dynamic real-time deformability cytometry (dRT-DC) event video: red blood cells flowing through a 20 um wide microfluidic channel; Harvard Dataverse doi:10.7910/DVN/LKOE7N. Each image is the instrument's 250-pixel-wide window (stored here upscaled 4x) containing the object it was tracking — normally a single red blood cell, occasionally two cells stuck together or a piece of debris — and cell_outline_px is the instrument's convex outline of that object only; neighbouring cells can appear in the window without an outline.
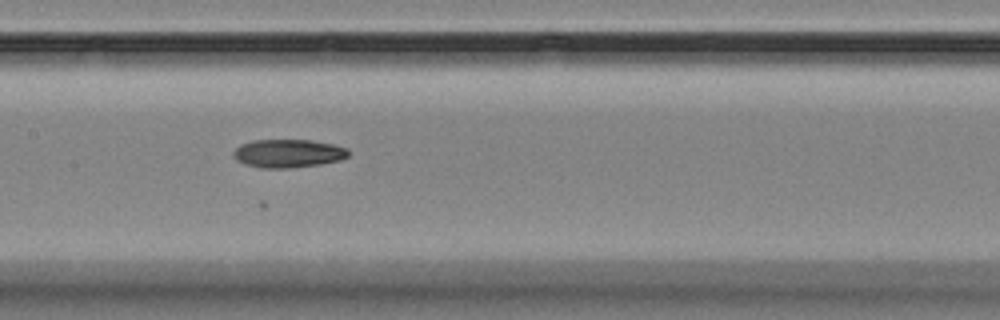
{"species": "Egyptian fruit bat (a non-hibernating species)", "species_latin": "Rousettus aegyptiacus", "temperature_condition": "room temperature", "stored_images_in_passage": 12, "camera_frame_rate_fps": 3000, "um_per_image_px": 0.085, "animal": {"sex": "female"}, "frame": {"image": 1, "passage_image": 4, "time_ms": 3.333, "image_size_px": [1000, 320], "cell_outline_px": [[348, 156], [340, 160], [320, 164], [288, 168], [260, 168], [244, 164], [236, 160], [232, 156], [232, 152], [240, 144], [252, 140], [312, 140], [332, 144], [348, 148]], "centroid_in_image_um": [24.45, 13.04], "position_along_channel_um": 183.0, "area_um2": 19.07}}
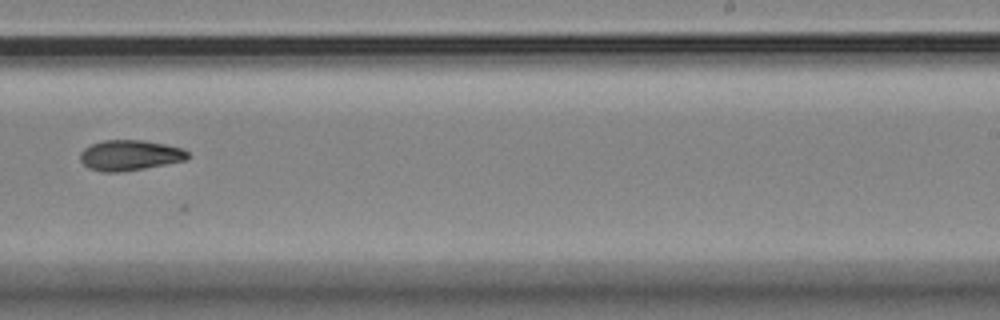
{"frame": {"image": 2, "passage_image": 6, "time_ms": 6.0, "image_size_px": [1000, 320], "cell_outline_px": [[188, 156], [184, 160], [144, 168], [120, 172], [100, 172], [88, 168], [80, 160], [80, 152], [84, 148], [92, 144], [104, 140], [144, 140], [184, 148], [188, 152]], "centroid_in_image_um": [11.0, 13.19], "position_along_channel_um": 278.0, "area_um2": 19.02}}
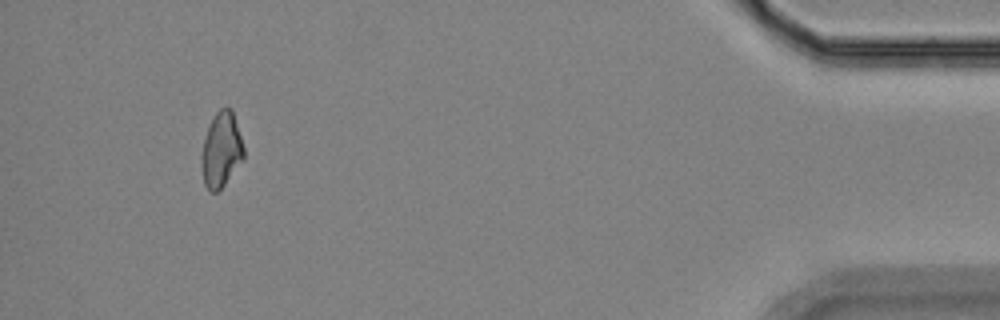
{"frame": {"image": 3, "passage_image": 11, "time_ms": 11.667, "image_size_px": [1000, 320], "cell_outline_px": [[244, 160], [224, 184], [216, 192], [212, 192], [204, 184], [200, 164], [200, 156], [204, 140], [208, 128], [216, 112], [220, 108], [232, 108], [244, 148]], "centroid_in_image_um": [18.8, 12.75], "position_along_channel_um": 416.4, "area_um2": 18.44}}